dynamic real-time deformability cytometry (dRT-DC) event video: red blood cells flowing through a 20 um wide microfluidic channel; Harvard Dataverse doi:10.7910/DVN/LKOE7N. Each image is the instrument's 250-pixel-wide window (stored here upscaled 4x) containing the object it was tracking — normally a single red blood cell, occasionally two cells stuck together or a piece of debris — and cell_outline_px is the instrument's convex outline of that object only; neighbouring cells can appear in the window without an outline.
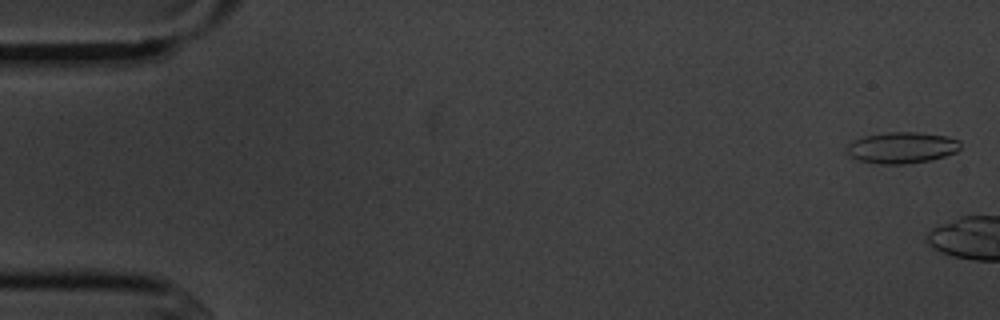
{"species": "common noctule bat (a hibernating species)", "species_latin": "Nyctalus noctula", "temperature_condition": "cold", "stored_images_in_passage": 4, "camera_frame_rate_fps": 3000, "um_per_image_px": 0.085, "animal": {"sex": "male", "body_mass_g": 20.1, "forearm_length_mm": 53.5}, "frame": {"image": 1, "passage_image": 1, "time_ms": 0.0, "image_size_px": [1000, 320], "cell_outline_px": [[960, 148], [956, 152], [944, 156], [928, 160], [904, 164], [880, 164], [860, 160], [852, 156], [848, 152], [848, 144], [864, 136], [888, 132], [916, 132], [944, 136], [960, 140]], "centroid_in_image_um": [76.69, 12.55], "position_along_channel_um": 8.3, "area_um2": 20.29}}